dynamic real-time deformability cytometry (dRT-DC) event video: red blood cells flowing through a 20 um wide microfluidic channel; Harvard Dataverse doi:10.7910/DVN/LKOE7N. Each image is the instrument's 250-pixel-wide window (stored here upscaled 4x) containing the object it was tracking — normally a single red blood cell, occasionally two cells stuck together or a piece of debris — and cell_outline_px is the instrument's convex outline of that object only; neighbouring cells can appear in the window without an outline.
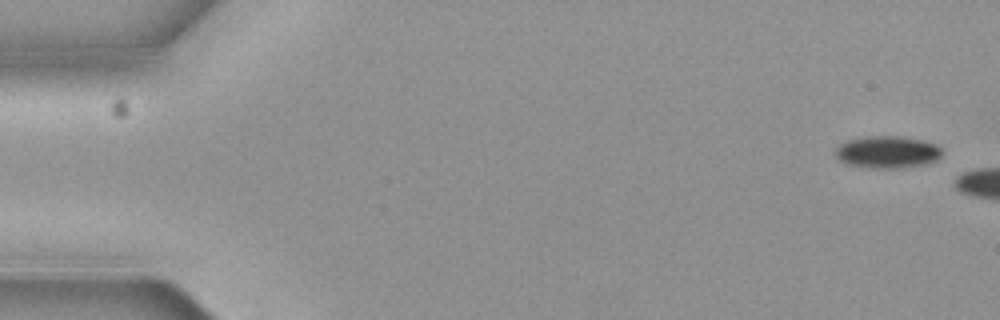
{"species": "common noctule bat (a hibernating species)", "species_latin": "Nyctalus noctula", "temperature_condition": "cold", "stored_images_in_passage": 2, "camera_frame_rate_fps": 3000, "um_per_image_px": 0.085, "animal": {"sex": "female", "body_mass_g": 19.3, "forearm_length_mm": 54.1}, "frame": {"image": 1, "passage_image": 1, "time_ms": 0.0, "image_size_px": [1000, 320], "cell_outline_px": [[940, 156], [936, 160], [928, 164], [904, 168], [868, 168], [844, 164], [836, 156], [836, 148], [840, 144], [848, 140], [864, 136], [896, 136], [920, 140], [936, 144], [940, 148]], "centroid_in_image_um": [75.4, 12.94], "position_along_channel_um": 9.6, "area_um2": 20.06}}